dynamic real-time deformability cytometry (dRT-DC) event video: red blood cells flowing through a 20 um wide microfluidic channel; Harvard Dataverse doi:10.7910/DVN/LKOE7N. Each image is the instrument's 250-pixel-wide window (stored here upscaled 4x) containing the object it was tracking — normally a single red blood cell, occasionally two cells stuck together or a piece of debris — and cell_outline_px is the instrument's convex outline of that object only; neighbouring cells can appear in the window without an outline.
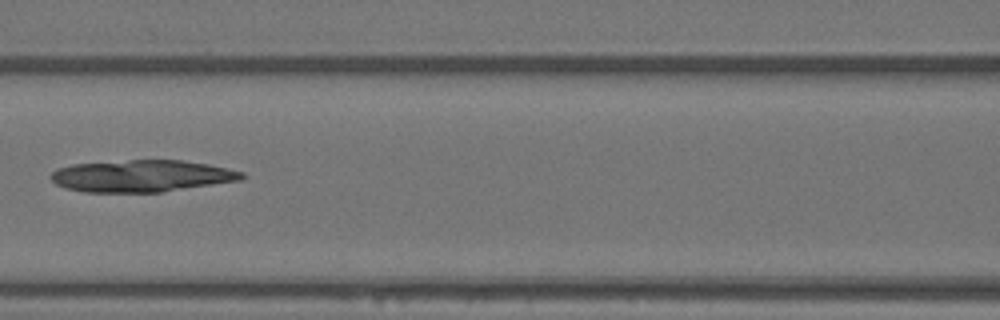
{"species": "Egyptian fruit bat (a non-hibernating species)", "species_latin": "Rousettus aegyptiacus", "temperature_condition": "warm", "stored_images_in_passage": 4, "camera_frame_rate_fps": 3000, "um_per_image_px": 0.085, "animal": {"sex": "female"}, "frame": {"image": 1, "passage_image": 3, "time_ms": 0.667, "image_size_px": [1000, 320], "cell_outline_px": [[248, 176], [240, 180], [164, 192], [84, 192], [64, 188], [56, 184], [48, 176], [56, 168], [72, 164], [128, 160], [180, 160], [208, 164], [228, 168], [244, 172]], "centroid_in_image_um": [12.03, 14.96], "position_along_channel_um": 154.6, "area_um2": 35.78}}
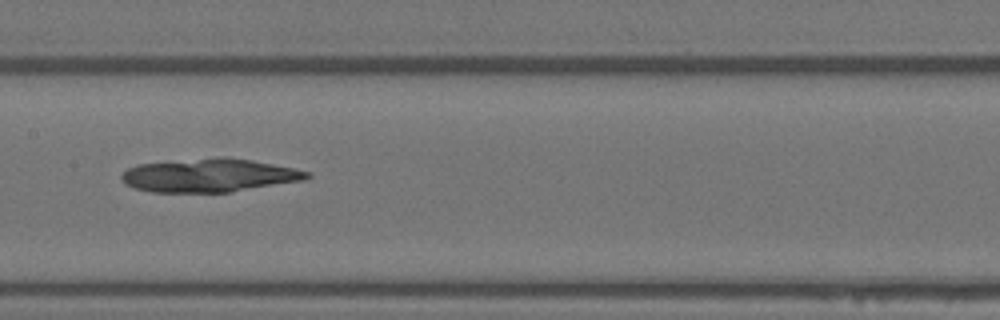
{"frame": {"image": 2, "passage_image": 4, "time_ms": 1.0, "image_size_px": [1000, 320], "cell_outline_px": [[312, 176], [304, 180], [232, 192], [152, 192], [136, 188], [124, 184], [120, 176], [128, 168], [136, 164], [220, 156], [224, 156], [252, 160], [292, 168], [308, 172]], "centroid_in_image_um": [17.77, 14.9], "position_along_channel_um": 189.6, "area_um2": 36.13}}